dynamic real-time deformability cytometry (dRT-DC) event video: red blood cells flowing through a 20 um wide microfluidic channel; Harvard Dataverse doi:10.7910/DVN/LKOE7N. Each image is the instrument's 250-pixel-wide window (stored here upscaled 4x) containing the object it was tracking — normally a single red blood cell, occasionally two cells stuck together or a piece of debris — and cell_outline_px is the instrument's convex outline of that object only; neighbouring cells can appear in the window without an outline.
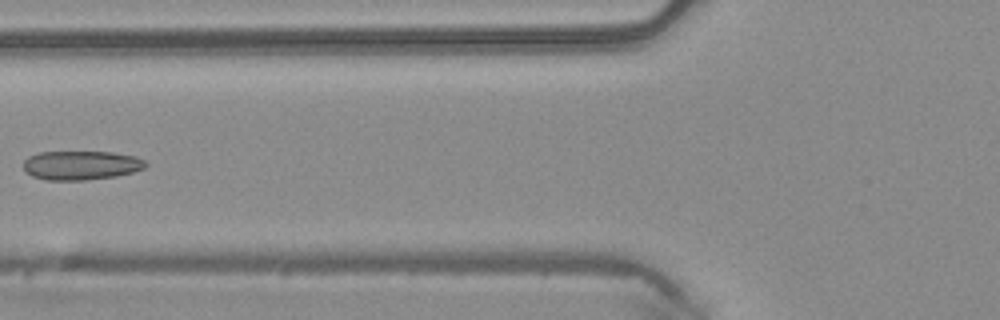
{"species": "common noctule bat (a hibernating species)", "species_latin": "Nyctalus noctula", "temperature_condition": "warm", "stored_images_in_passage": 5, "camera_frame_rate_fps": 3000, "um_per_image_px": 0.085, "animal": {"sex": "male", "body_mass_g": 20.4}, "frame": {"image": 1, "passage_image": 4, "time_ms": 1.0, "image_size_px": [1000, 320], "cell_outline_px": [[148, 164], [144, 168], [132, 172], [116, 176], [84, 180], [44, 180], [32, 176], [24, 172], [24, 160], [28, 156], [40, 152], [112, 152], [136, 156], [144, 160]], "centroid_in_image_um": [6.87, 14.05], "position_along_channel_um": 118.9, "area_um2": 20.81}}
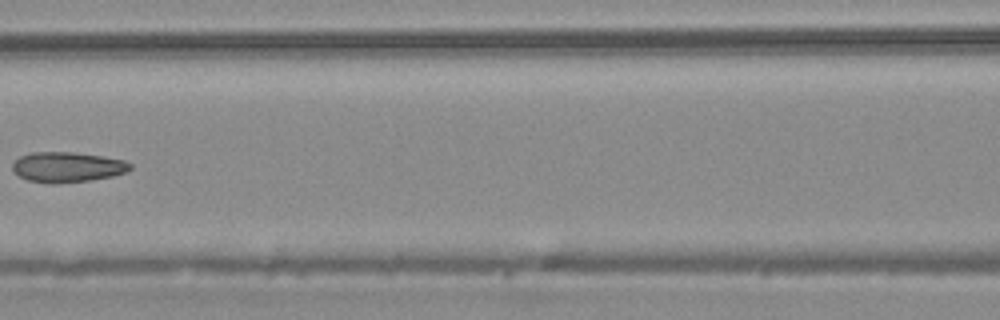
{"frame": {"image": 2, "passage_image": 5, "time_ms": 1.333, "image_size_px": [1000, 320], "cell_outline_px": [[132, 168], [124, 172], [112, 176], [92, 180], [56, 184], [48, 184], [28, 180], [20, 176], [12, 168], [12, 164], [20, 156], [32, 152], [72, 152], [100, 156], [124, 160], [132, 164]], "centroid_in_image_um": [5.71, 14.21], "position_along_channel_um": 160.9, "area_um2": 20.69}}